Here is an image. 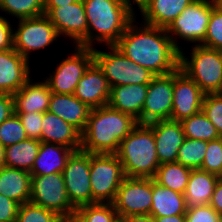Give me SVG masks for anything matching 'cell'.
Returning <instances> with one entry per match:
<instances>
[{
    "label": "cell",
    "mask_w": 222,
    "mask_h": 222,
    "mask_svg": "<svg viewBox=\"0 0 222 222\" xmlns=\"http://www.w3.org/2000/svg\"><path fill=\"white\" fill-rule=\"evenodd\" d=\"M19 204L0 194V222H16Z\"/></svg>",
    "instance_id": "42"
},
{
    "label": "cell",
    "mask_w": 222,
    "mask_h": 222,
    "mask_svg": "<svg viewBox=\"0 0 222 222\" xmlns=\"http://www.w3.org/2000/svg\"><path fill=\"white\" fill-rule=\"evenodd\" d=\"M68 198L75 208L92 204L90 153L74 151L62 172Z\"/></svg>",
    "instance_id": "12"
},
{
    "label": "cell",
    "mask_w": 222,
    "mask_h": 222,
    "mask_svg": "<svg viewBox=\"0 0 222 222\" xmlns=\"http://www.w3.org/2000/svg\"><path fill=\"white\" fill-rule=\"evenodd\" d=\"M201 46L222 51V5L220 3L211 12L207 33Z\"/></svg>",
    "instance_id": "37"
},
{
    "label": "cell",
    "mask_w": 222,
    "mask_h": 222,
    "mask_svg": "<svg viewBox=\"0 0 222 222\" xmlns=\"http://www.w3.org/2000/svg\"><path fill=\"white\" fill-rule=\"evenodd\" d=\"M148 85H118L111 87L108 105L120 112L133 116L141 124L142 108L147 96Z\"/></svg>",
    "instance_id": "22"
},
{
    "label": "cell",
    "mask_w": 222,
    "mask_h": 222,
    "mask_svg": "<svg viewBox=\"0 0 222 222\" xmlns=\"http://www.w3.org/2000/svg\"><path fill=\"white\" fill-rule=\"evenodd\" d=\"M29 202L54 211L62 218H74L76 208L70 202L62 173L31 175Z\"/></svg>",
    "instance_id": "9"
},
{
    "label": "cell",
    "mask_w": 222,
    "mask_h": 222,
    "mask_svg": "<svg viewBox=\"0 0 222 222\" xmlns=\"http://www.w3.org/2000/svg\"><path fill=\"white\" fill-rule=\"evenodd\" d=\"M29 61L15 49L0 51V93L13 95L31 78Z\"/></svg>",
    "instance_id": "19"
},
{
    "label": "cell",
    "mask_w": 222,
    "mask_h": 222,
    "mask_svg": "<svg viewBox=\"0 0 222 222\" xmlns=\"http://www.w3.org/2000/svg\"><path fill=\"white\" fill-rule=\"evenodd\" d=\"M41 142L27 138L19 143L5 147V166L31 171L38 155Z\"/></svg>",
    "instance_id": "29"
},
{
    "label": "cell",
    "mask_w": 222,
    "mask_h": 222,
    "mask_svg": "<svg viewBox=\"0 0 222 222\" xmlns=\"http://www.w3.org/2000/svg\"><path fill=\"white\" fill-rule=\"evenodd\" d=\"M218 4V0H194L170 23L166 31L179 51L182 47L178 45V38L194 42V45H201L204 42L211 12Z\"/></svg>",
    "instance_id": "6"
},
{
    "label": "cell",
    "mask_w": 222,
    "mask_h": 222,
    "mask_svg": "<svg viewBox=\"0 0 222 222\" xmlns=\"http://www.w3.org/2000/svg\"><path fill=\"white\" fill-rule=\"evenodd\" d=\"M190 58L180 51L179 68L204 94L222 93V51L193 45Z\"/></svg>",
    "instance_id": "5"
},
{
    "label": "cell",
    "mask_w": 222,
    "mask_h": 222,
    "mask_svg": "<svg viewBox=\"0 0 222 222\" xmlns=\"http://www.w3.org/2000/svg\"><path fill=\"white\" fill-rule=\"evenodd\" d=\"M112 204L119 217L150 214L152 178L125 177Z\"/></svg>",
    "instance_id": "13"
},
{
    "label": "cell",
    "mask_w": 222,
    "mask_h": 222,
    "mask_svg": "<svg viewBox=\"0 0 222 222\" xmlns=\"http://www.w3.org/2000/svg\"><path fill=\"white\" fill-rule=\"evenodd\" d=\"M194 0H146L139 8L141 17L150 26L167 28Z\"/></svg>",
    "instance_id": "24"
},
{
    "label": "cell",
    "mask_w": 222,
    "mask_h": 222,
    "mask_svg": "<svg viewBox=\"0 0 222 222\" xmlns=\"http://www.w3.org/2000/svg\"><path fill=\"white\" fill-rule=\"evenodd\" d=\"M61 219L54 211L27 202L19 205L16 222H59Z\"/></svg>",
    "instance_id": "35"
},
{
    "label": "cell",
    "mask_w": 222,
    "mask_h": 222,
    "mask_svg": "<svg viewBox=\"0 0 222 222\" xmlns=\"http://www.w3.org/2000/svg\"><path fill=\"white\" fill-rule=\"evenodd\" d=\"M83 3L88 23V48H94L96 42L115 45L136 17L134 9L121 0H83Z\"/></svg>",
    "instance_id": "3"
},
{
    "label": "cell",
    "mask_w": 222,
    "mask_h": 222,
    "mask_svg": "<svg viewBox=\"0 0 222 222\" xmlns=\"http://www.w3.org/2000/svg\"><path fill=\"white\" fill-rule=\"evenodd\" d=\"M51 91L49 85L43 82L32 83L31 78L13 96L14 113L48 111Z\"/></svg>",
    "instance_id": "23"
},
{
    "label": "cell",
    "mask_w": 222,
    "mask_h": 222,
    "mask_svg": "<svg viewBox=\"0 0 222 222\" xmlns=\"http://www.w3.org/2000/svg\"><path fill=\"white\" fill-rule=\"evenodd\" d=\"M205 94L180 68L174 71L171 120L181 121L201 111Z\"/></svg>",
    "instance_id": "16"
},
{
    "label": "cell",
    "mask_w": 222,
    "mask_h": 222,
    "mask_svg": "<svg viewBox=\"0 0 222 222\" xmlns=\"http://www.w3.org/2000/svg\"><path fill=\"white\" fill-rule=\"evenodd\" d=\"M110 90L102 69L93 61L79 80L73 95L92 109L108 105Z\"/></svg>",
    "instance_id": "17"
},
{
    "label": "cell",
    "mask_w": 222,
    "mask_h": 222,
    "mask_svg": "<svg viewBox=\"0 0 222 222\" xmlns=\"http://www.w3.org/2000/svg\"><path fill=\"white\" fill-rule=\"evenodd\" d=\"M191 170L177 162L163 163L158 167L153 180L161 186L184 194Z\"/></svg>",
    "instance_id": "30"
},
{
    "label": "cell",
    "mask_w": 222,
    "mask_h": 222,
    "mask_svg": "<svg viewBox=\"0 0 222 222\" xmlns=\"http://www.w3.org/2000/svg\"><path fill=\"white\" fill-rule=\"evenodd\" d=\"M138 125L127 113L109 105L92 108L85 130L81 133L80 150L88 153L115 154L120 142Z\"/></svg>",
    "instance_id": "2"
},
{
    "label": "cell",
    "mask_w": 222,
    "mask_h": 222,
    "mask_svg": "<svg viewBox=\"0 0 222 222\" xmlns=\"http://www.w3.org/2000/svg\"><path fill=\"white\" fill-rule=\"evenodd\" d=\"M75 222H120L112 203H94L76 208Z\"/></svg>",
    "instance_id": "32"
},
{
    "label": "cell",
    "mask_w": 222,
    "mask_h": 222,
    "mask_svg": "<svg viewBox=\"0 0 222 222\" xmlns=\"http://www.w3.org/2000/svg\"><path fill=\"white\" fill-rule=\"evenodd\" d=\"M185 138L211 141L221 137L202 110L180 121Z\"/></svg>",
    "instance_id": "31"
},
{
    "label": "cell",
    "mask_w": 222,
    "mask_h": 222,
    "mask_svg": "<svg viewBox=\"0 0 222 222\" xmlns=\"http://www.w3.org/2000/svg\"><path fill=\"white\" fill-rule=\"evenodd\" d=\"M107 48L110 52L93 48V53L94 61L102 69L110 88L118 85H149L156 76L149 69L128 59L115 45Z\"/></svg>",
    "instance_id": "7"
},
{
    "label": "cell",
    "mask_w": 222,
    "mask_h": 222,
    "mask_svg": "<svg viewBox=\"0 0 222 222\" xmlns=\"http://www.w3.org/2000/svg\"><path fill=\"white\" fill-rule=\"evenodd\" d=\"M209 205L222 216V181L218 180Z\"/></svg>",
    "instance_id": "45"
},
{
    "label": "cell",
    "mask_w": 222,
    "mask_h": 222,
    "mask_svg": "<svg viewBox=\"0 0 222 222\" xmlns=\"http://www.w3.org/2000/svg\"><path fill=\"white\" fill-rule=\"evenodd\" d=\"M217 177H218V180L222 181V169L219 172V174L217 175Z\"/></svg>",
    "instance_id": "52"
},
{
    "label": "cell",
    "mask_w": 222,
    "mask_h": 222,
    "mask_svg": "<svg viewBox=\"0 0 222 222\" xmlns=\"http://www.w3.org/2000/svg\"><path fill=\"white\" fill-rule=\"evenodd\" d=\"M147 125L153 130L159 163L176 162L178 150L185 139L180 121L167 119Z\"/></svg>",
    "instance_id": "18"
},
{
    "label": "cell",
    "mask_w": 222,
    "mask_h": 222,
    "mask_svg": "<svg viewBox=\"0 0 222 222\" xmlns=\"http://www.w3.org/2000/svg\"><path fill=\"white\" fill-rule=\"evenodd\" d=\"M5 147L0 143V169L5 167Z\"/></svg>",
    "instance_id": "50"
},
{
    "label": "cell",
    "mask_w": 222,
    "mask_h": 222,
    "mask_svg": "<svg viewBox=\"0 0 222 222\" xmlns=\"http://www.w3.org/2000/svg\"><path fill=\"white\" fill-rule=\"evenodd\" d=\"M16 114L23 124L27 137L37 139L41 142L43 113L28 112Z\"/></svg>",
    "instance_id": "40"
},
{
    "label": "cell",
    "mask_w": 222,
    "mask_h": 222,
    "mask_svg": "<svg viewBox=\"0 0 222 222\" xmlns=\"http://www.w3.org/2000/svg\"><path fill=\"white\" fill-rule=\"evenodd\" d=\"M115 155L126 177L153 178L160 166L153 130L147 124H138L120 142Z\"/></svg>",
    "instance_id": "4"
},
{
    "label": "cell",
    "mask_w": 222,
    "mask_h": 222,
    "mask_svg": "<svg viewBox=\"0 0 222 222\" xmlns=\"http://www.w3.org/2000/svg\"><path fill=\"white\" fill-rule=\"evenodd\" d=\"M125 177L115 154L90 153L92 204L112 203Z\"/></svg>",
    "instance_id": "8"
},
{
    "label": "cell",
    "mask_w": 222,
    "mask_h": 222,
    "mask_svg": "<svg viewBox=\"0 0 222 222\" xmlns=\"http://www.w3.org/2000/svg\"><path fill=\"white\" fill-rule=\"evenodd\" d=\"M154 218L156 222H186L185 214Z\"/></svg>",
    "instance_id": "47"
},
{
    "label": "cell",
    "mask_w": 222,
    "mask_h": 222,
    "mask_svg": "<svg viewBox=\"0 0 222 222\" xmlns=\"http://www.w3.org/2000/svg\"><path fill=\"white\" fill-rule=\"evenodd\" d=\"M59 222H75L73 218H62Z\"/></svg>",
    "instance_id": "51"
},
{
    "label": "cell",
    "mask_w": 222,
    "mask_h": 222,
    "mask_svg": "<svg viewBox=\"0 0 222 222\" xmlns=\"http://www.w3.org/2000/svg\"><path fill=\"white\" fill-rule=\"evenodd\" d=\"M0 194L17 202L27 203L31 196V174L29 171L2 167L0 169Z\"/></svg>",
    "instance_id": "26"
},
{
    "label": "cell",
    "mask_w": 222,
    "mask_h": 222,
    "mask_svg": "<svg viewBox=\"0 0 222 222\" xmlns=\"http://www.w3.org/2000/svg\"><path fill=\"white\" fill-rule=\"evenodd\" d=\"M18 20L44 14V0H0V11Z\"/></svg>",
    "instance_id": "34"
},
{
    "label": "cell",
    "mask_w": 222,
    "mask_h": 222,
    "mask_svg": "<svg viewBox=\"0 0 222 222\" xmlns=\"http://www.w3.org/2000/svg\"><path fill=\"white\" fill-rule=\"evenodd\" d=\"M218 177L200 169H192L184 193L186 208L210 203Z\"/></svg>",
    "instance_id": "27"
},
{
    "label": "cell",
    "mask_w": 222,
    "mask_h": 222,
    "mask_svg": "<svg viewBox=\"0 0 222 222\" xmlns=\"http://www.w3.org/2000/svg\"><path fill=\"white\" fill-rule=\"evenodd\" d=\"M127 27L115 47L134 63L154 75H166L179 68L180 51L174 46L165 28L145 23Z\"/></svg>",
    "instance_id": "1"
},
{
    "label": "cell",
    "mask_w": 222,
    "mask_h": 222,
    "mask_svg": "<svg viewBox=\"0 0 222 222\" xmlns=\"http://www.w3.org/2000/svg\"><path fill=\"white\" fill-rule=\"evenodd\" d=\"M222 169V137L208 141L200 170L218 175Z\"/></svg>",
    "instance_id": "39"
},
{
    "label": "cell",
    "mask_w": 222,
    "mask_h": 222,
    "mask_svg": "<svg viewBox=\"0 0 222 222\" xmlns=\"http://www.w3.org/2000/svg\"><path fill=\"white\" fill-rule=\"evenodd\" d=\"M184 194L161 186L152 178V205L150 214L153 217L181 215L186 213Z\"/></svg>",
    "instance_id": "28"
},
{
    "label": "cell",
    "mask_w": 222,
    "mask_h": 222,
    "mask_svg": "<svg viewBox=\"0 0 222 222\" xmlns=\"http://www.w3.org/2000/svg\"><path fill=\"white\" fill-rule=\"evenodd\" d=\"M186 222H222L220 216L209 204L186 210Z\"/></svg>",
    "instance_id": "41"
},
{
    "label": "cell",
    "mask_w": 222,
    "mask_h": 222,
    "mask_svg": "<svg viewBox=\"0 0 222 222\" xmlns=\"http://www.w3.org/2000/svg\"><path fill=\"white\" fill-rule=\"evenodd\" d=\"M17 23L18 27L13 31L14 49L28 61L32 52L47 48L59 38L46 14L20 19Z\"/></svg>",
    "instance_id": "10"
},
{
    "label": "cell",
    "mask_w": 222,
    "mask_h": 222,
    "mask_svg": "<svg viewBox=\"0 0 222 222\" xmlns=\"http://www.w3.org/2000/svg\"><path fill=\"white\" fill-rule=\"evenodd\" d=\"M120 222H156V220L151 214H138L120 217Z\"/></svg>",
    "instance_id": "46"
},
{
    "label": "cell",
    "mask_w": 222,
    "mask_h": 222,
    "mask_svg": "<svg viewBox=\"0 0 222 222\" xmlns=\"http://www.w3.org/2000/svg\"><path fill=\"white\" fill-rule=\"evenodd\" d=\"M174 72L156 75L148 85L141 114V124L171 119Z\"/></svg>",
    "instance_id": "15"
},
{
    "label": "cell",
    "mask_w": 222,
    "mask_h": 222,
    "mask_svg": "<svg viewBox=\"0 0 222 222\" xmlns=\"http://www.w3.org/2000/svg\"><path fill=\"white\" fill-rule=\"evenodd\" d=\"M73 149L54 143L41 142L31 175L62 173Z\"/></svg>",
    "instance_id": "25"
},
{
    "label": "cell",
    "mask_w": 222,
    "mask_h": 222,
    "mask_svg": "<svg viewBox=\"0 0 222 222\" xmlns=\"http://www.w3.org/2000/svg\"><path fill=\"white\" fill-rule=\"evenodd\" d=\"M201 110L222 137V93L205 94Z\"/></svg>",
    "instance_id": "38"
},
{
    "label": "cell",
    "mask_w": 222,
    "mask_h": 222,
    "mask_svg": "<svg viewBox=\"0 0 222 222\" xmlns=\"http://www.w3.org/2000/svg\"><path fill=\"white\" fill-rule=\"evenodd\" d=\"M13 114V96L11 94L0 93V124Z\"/></svg>",
    "instance_id": "44"
},
{
    "label": "cell",
    "mask_w": 222,
    "mask_h": 222,
    "mask_svg": "<svg viewBox=\"0 0 222 222\" xmlns=\"http://www.w3.org/2000/svg\"><path fill=\"white\" fill-rule=\"evenodd\" d=\"M48 111L82 133L85 130L91 108L73 94L51 93Z\"/></svg>",
    "instance_id": "21"
},
{
    "label": "cell",
    "mask_w": 222,
    "mask_h": 222,
    "mask_svg": "<svg viewBox=\"0 0 222 222\" xmlns=\"http://www.w3.org/2000/svg\"><path fill=\"white\" fill-rule=\"evenodd\" d=\"M13 31L9 20L0 16V51L14 49Z\"/></svg>",
    "instance_id": "43"
},
{
    "label": "cell",
    "mask_w": 222,
    "mask_h": 222,
    "mask_svg": "<svg viewBox=\"0 0 222 222\" xmlns=\"http://www.w3.org/2000/svg\"><path fill=\"white\" fill-rule=\"evenodd\" d=\"M58 35L68 37L75 45L87 47L88 23L83 0L61 7H44Z\"/></svg>",
    "instance_id": "14"
},
{
    "label": "cell",
    "mask_w": 222,
    "mask_h": 222,
    "mask_svg": "<svg viewBox=\"0 0 222 222\" xmlns=\"http://www.w3.org/2000/svg\"><path fill=\"white\" fill-rule=\"evenodd\" d=\"M41 142L63 145L78 151L81 148V132L57 115L46 111L42 119Z\"/></svg>",
    "instance_id": "20"
},
{
    "label": "cell",
    "mask_w": 222,
    "mask_h": 222,
    "mask_svg": "<svg viewBox=\"0 0 222 222\" xmlns=\"http://www.w3.org/2000/svg\"><path fill=\"white\" fill-rule=\"evenodd\" d=\"M73 47L75 52L57 64L53 74L50 73L49 77H45L52 93L74 94L79 80L94 61L93 48Z\"/></svg>",
    "instance_id": "11"
},
{
    "label": "cell",
    "mask_w": 222,
    "mask_h": 222,
    "mask_svg": "<svg viewBox=\"0 0 222 222\" xmlns=\"http://www.w3.org/2000/svg\"><path fill=\"white\" fill-rule=\"evenodd\" d=\"M121 1L128 4L132 9H134L133 4L135 3L137 4L136 6H138L139 9L145 3L146 0H121Z\"/></svg>",
    "instance_id": "49"
},
{
    "label": "cell",
    "mask_w": 222,
    "mask_h": 222,
    "mask_svg": "<svg viewBox=\"0 0 222 222\" xmlns=\"http://www.w3.org/2000/svg\"><path fill=\"white\" fill-rule=\"evenodd\" d=\"M207 145L206 141L185 138L178 150L176 162L191 169H200Z\"/></svg>",
    "instance_id": "33"
},
{
    "label": "cell",
    "mask_w": 222,
    "mask_h": 222,
    "mask_svg": "<svg viewBox=\"0 0 222 222\" xmlns=\"http://www.w3.org/2000/svg\"><path fill=\"white\" fill-rule=\"evenodd\" d=\"M23 124L16 113L0 124V143L7 147L27 139Z\"/></svg>",
    "instance_id": "36"
},
{
    "label": "cell",
    "mask_w": 222,
    "mask_h": 222,
    "mask_svg": "<svg viewBox=\"0 0 222 222\" xmlns=\"http://www.w3.org/2000/svg\"><path fill=\"white\" fill-rule=\"evenodd\" d=\"M79 0H44V7H61Z\"/></svg>",
    "instance_id": "48"
}]
</instances>
